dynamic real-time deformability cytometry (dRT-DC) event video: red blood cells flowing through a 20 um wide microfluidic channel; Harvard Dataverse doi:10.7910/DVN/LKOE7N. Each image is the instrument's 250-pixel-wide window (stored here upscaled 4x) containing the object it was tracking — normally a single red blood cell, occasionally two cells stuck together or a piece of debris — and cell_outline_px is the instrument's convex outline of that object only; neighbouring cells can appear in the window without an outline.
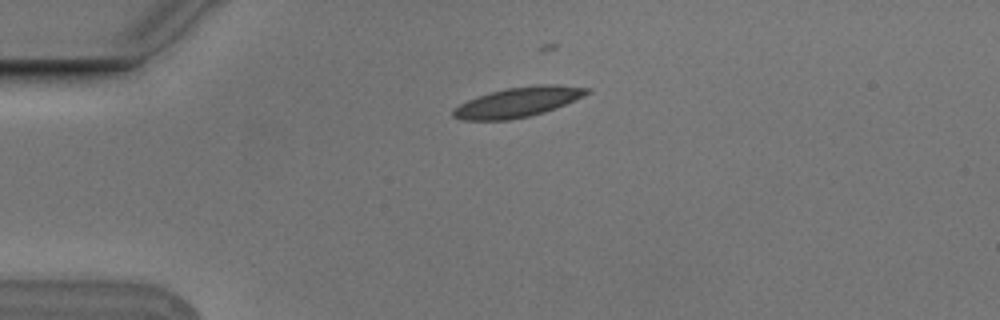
{"species": "Egyptian fruit bat (a non-hibernating species)", "species_latin": "Rousettus aegyptiacus", "temperature_condition": "cold", "stored_images_in_passage": 2, "camera_frame_rate_fps": 3000, "um_per_image_px": 0.085, "animal": {"sex": "male"}, "frame": {"image": 1, "passage_image": 1, "time_ms": 0.0, "image_size_px": [1000, 320], "cell_outline_px": [[592, 92], [564, 104], [544, 112], [528, 116], [508, 120], [464, 120], [452, 116], [452, 108], [476, 96], [504, 88], [536, 84], [556, 84], [592, 88]], "centroid_in_image_um": [44.02, 8.66], "position_along_channel_um": 41.0, "area_um2": 23.35}}